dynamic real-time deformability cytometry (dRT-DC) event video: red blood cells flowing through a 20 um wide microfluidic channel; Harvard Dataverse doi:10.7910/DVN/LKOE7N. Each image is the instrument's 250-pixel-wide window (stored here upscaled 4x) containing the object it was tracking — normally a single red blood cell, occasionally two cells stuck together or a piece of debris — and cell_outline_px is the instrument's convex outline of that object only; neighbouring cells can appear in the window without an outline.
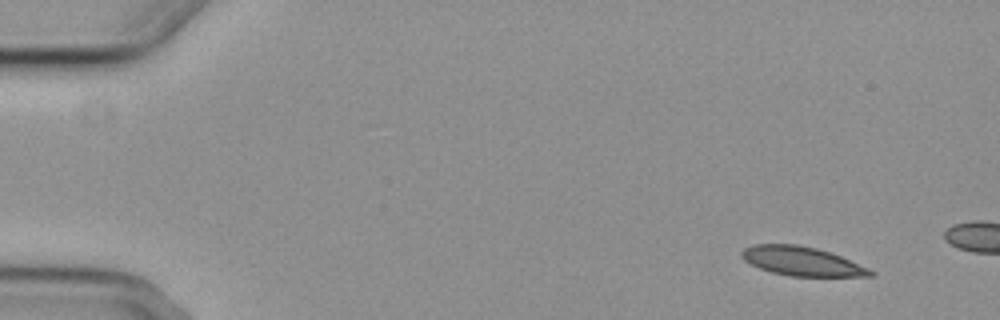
{"species": "common noctule bat (a hibernating species)", "species_latin": "Nyctalus noctula", "temperature_condition": "cold", "stored_images_in_passage": 3, "camera_frame_rate_fps": 3000, "um_per_image_px": 0.085, "animal": {"sex": "female", "body_mass_g": 29.2, "forearm_length_mm": 56.3}, "frame": {"image": 1, "passage_image": 1, "time_ms": 0.0, "image_size_px": [1000, 320], "cell_outline_px": [[876, 276], [792, 276], [772, 272], [760, 268], [744, 260], [740, 256], [740, 252], [744, 248], [756, 244], [800, 244], [816, 248], [840, 256], [868, 268], [876, 272]], "centroid_in_image_um": [68.15, 22.2], "position_along_channel_um": 16.8, "area_um2": 21.62}}